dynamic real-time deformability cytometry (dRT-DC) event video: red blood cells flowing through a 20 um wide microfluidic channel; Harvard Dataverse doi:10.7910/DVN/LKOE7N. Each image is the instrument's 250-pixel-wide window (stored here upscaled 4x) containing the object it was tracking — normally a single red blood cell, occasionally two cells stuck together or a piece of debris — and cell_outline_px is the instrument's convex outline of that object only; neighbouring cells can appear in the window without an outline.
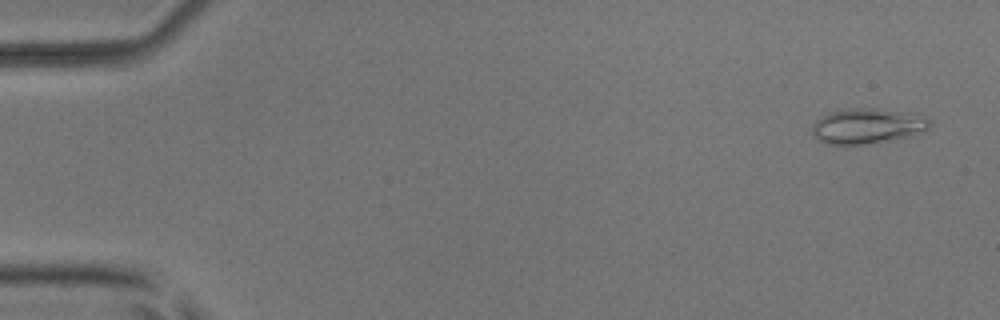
{"species": "common noctule bat (a hibernating species)", "species_latin": "Nyctalus noctula", "temperature_condition": "room temperature", "stored_images_in_passage": 53, "camera_frame_rate_fps": 3000, "um_per_image_px": 0.085, "animal": {"sex": "male", "body_mass_g": 17.9, "forearm_length_mm": 54.2}, "frame": {"image": 1, "passage_image": 3, "time_ms": 0.667, "image_size_px": [1000, 320], "cell_outline_px": [[932, 124], [928, 128], [912, 136], [868, 144], [824, 144], [812, 136], [812, 128], [816, 120], [820, 116], [828, 112], [844, 108], [872, 108], [912, 112], [928, 120]], "centroid_in_image_um": [73.68, 10.7], "position_along_channel_um": 11.3, "area_um2": 24.45}}
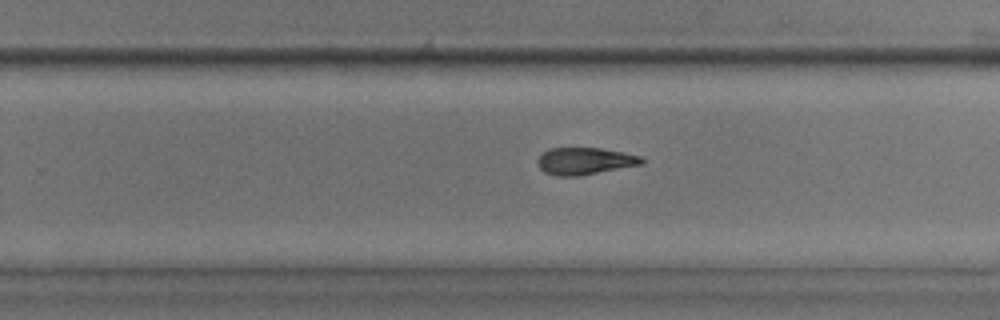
{"frame": {"image": 2, "passage_image": 34, "time_ms": 11.0, "image_size_px": [1000, 320], "cell_outline_px": [[644, 164], [580, 176], [556, 176], [544, 172], [536, 164], [536, 160], [540, 152], [548, 148], [600, 148], [624, 152], [640, 156], [644, 160]], "centroid_in_image_um": [49.66, 13.69], "position_along_channel_um": 280.1, "area_um2": 16.76}}
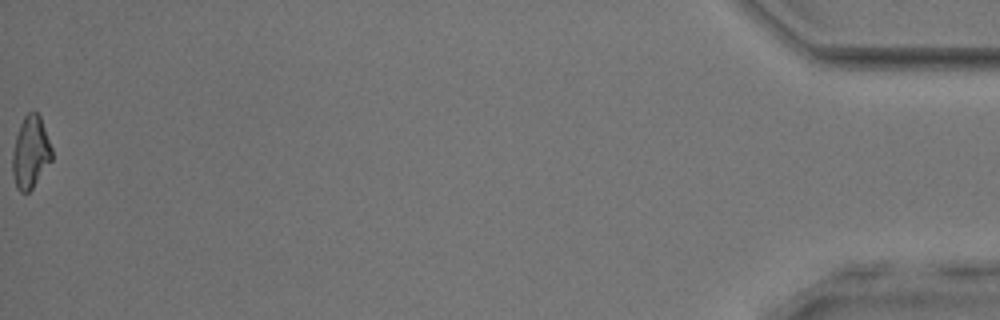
{"frame": {"image": 3, "passage_image": 53, "time_ms": 17.333, "image_size_px": [1000, 320], "cell_outline_px": [[52, 160], [32, 188], [28, 192], [20, 192], [16, 188], [12, 172], [12, 152], [16, 136], [20, 124], [24, 116], [28, 112], [36, 112], [40, 116], [52, 148]], "centroid_in_image_um": [2.59, 12.96], "position_along_channel_um": 432.6, "area_um2": 16.53}, "authors_computed_cell_mechanics": {"area_um2": 17.1088, "velocity_mm_per_s": 3.9632, "shape_relaxation_time_tau1_ms": null, "shape_relaxation_time_tau2_ms": 4.8485, "deformation_change_tau1": null, "deformation_change_tau2": 0.1417}}